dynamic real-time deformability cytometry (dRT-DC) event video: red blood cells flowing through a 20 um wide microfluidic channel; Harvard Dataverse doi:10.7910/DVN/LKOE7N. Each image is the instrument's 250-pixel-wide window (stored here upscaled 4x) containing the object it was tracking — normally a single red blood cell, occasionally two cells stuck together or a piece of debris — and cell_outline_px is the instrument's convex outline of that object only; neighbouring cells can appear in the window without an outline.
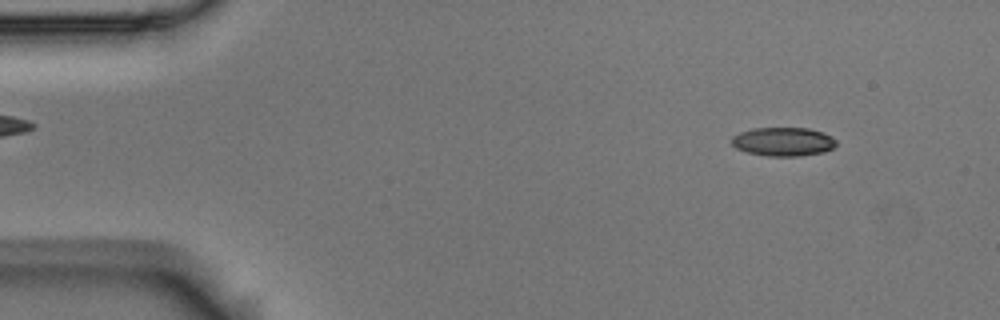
{"species": "Egyptian fruit bat (a non-hibernating species)", "species_latin": "Rousettus aegyptiacus", "temperature_condition": "room temperature", "stored_images_in_passage": 4, "camera_frame_rate_fps": 3000, "um_per_image_px": 0.085, "animal": {"sex": "male"}, "frame": {"image": 1, "passage_image": 1, "time_ms": 0.0, "image_size_px": [1000, 320], "cell_outline_px": [[836, 144], [832, 148], [824, 152], [800, 156], [768, 156], [748, 152], [736, 148], [732, 144], [732, 136], [740, 132], [752, 128], [808, 128], [832, 136], [836, 140]], "centroid_in_image_um": [66.57, 12.04], "position_along_channel_um": 18.4, "area_um2": 17.46}}
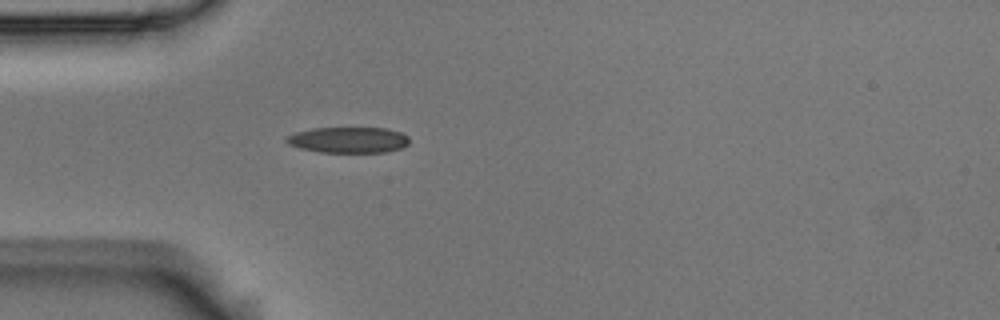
{"frame": {"image": 2, "passage_image": 4, "time_ms": 1.0, "image_size_px": [1000, 320], "cell_outline_px": [[408, 144], [400, 148], [384, 152], [320, 152], [300, 148], [288, 144], [284, 140], [288, 136], [296, 132], [312, 128], [384, 128], [400, 132], [408, 136]], "centroid_in_image_um": [29.59, 11.89], "position_along_channel_um": 55.4, "area_um2": 18.38}}